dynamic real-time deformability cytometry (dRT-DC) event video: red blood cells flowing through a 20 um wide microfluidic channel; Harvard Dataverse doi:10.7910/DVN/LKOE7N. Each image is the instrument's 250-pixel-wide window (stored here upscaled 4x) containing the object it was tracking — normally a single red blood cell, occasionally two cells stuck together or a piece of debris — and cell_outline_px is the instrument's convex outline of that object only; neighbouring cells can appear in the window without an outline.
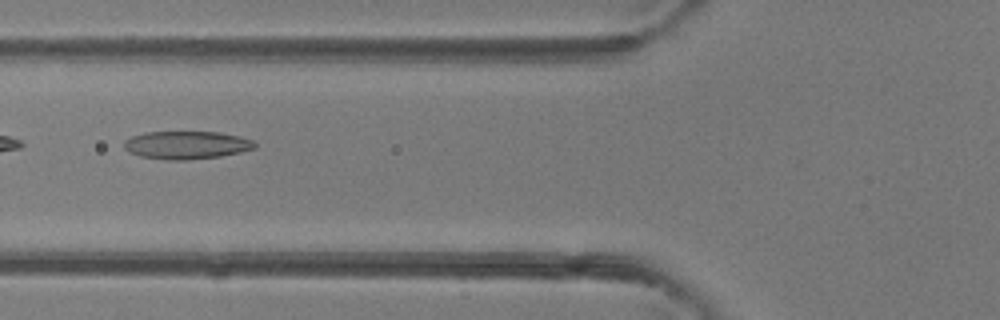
{"species": "common noctule bat (a hibernating species)", "species_latin": "Nyctalus noctula", "temperature_condition": "room temperature", "stored_images_in_passage": 5, "camera_frame_rate_fps": 3000, "um_per_image_px": 0.085, "animal": {"sex": "female"}, "frame": {"image": 1, "passage_image": 5, "time_ms": 5.333, "image_size_px": [1000, 320], "cell_outline_px": [[256, 148], [240, 152], [220, 156], [188, 160], [168, 160], [140, 156], [128, 152], [124, 148], [124, 140], [132, 136], [144, 132], [220, 132], [240, 136], [256, 140]], "centroid_in_image_um": [15.87, 12.32], "position_along_channel_um": 109.9, "area_um2": 21.5}}